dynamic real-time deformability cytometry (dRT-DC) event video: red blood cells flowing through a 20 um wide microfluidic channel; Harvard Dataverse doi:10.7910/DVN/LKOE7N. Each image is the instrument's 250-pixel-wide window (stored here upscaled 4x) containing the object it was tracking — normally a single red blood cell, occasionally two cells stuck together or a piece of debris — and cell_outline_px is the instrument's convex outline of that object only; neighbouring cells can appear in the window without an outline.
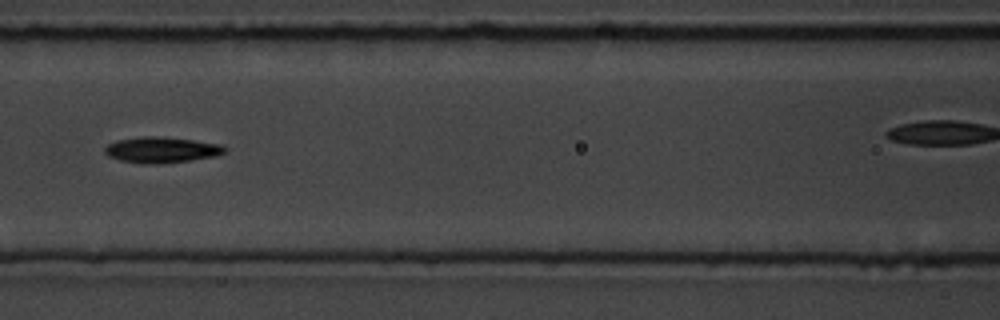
{"species": "common noctule bat (a hibernating species)", "species_latin": "Nyctalus noctula", "temperature_condition": "room temperature", "stored_images_in_passage": 18, "camera_frame_rate_fps": 3000, "um_per_image_px": 0.085, "animal": {"sex": "male", "body_mass_g": 19.5, "forearm_length_mm": 54.6}, "frame": {"image": 1, "passage_image": 8, "time_ms": 8.333, "image_size_px": [1000, 320], "cell_outline_px": [[228, 148], [224, 152], [216, 156], [188, 160], [156, 164], [144, 164], [120, 160], [108, 156], [104, 152], [104, 148], [108, 144], [116, 140], [144, 136], [160, 136], [192, 140], [220, 144]], "centroid_in_image_um": [13.7, 12.73], "position_along_channel_um": 152.9, "area_um2": 17.98}}
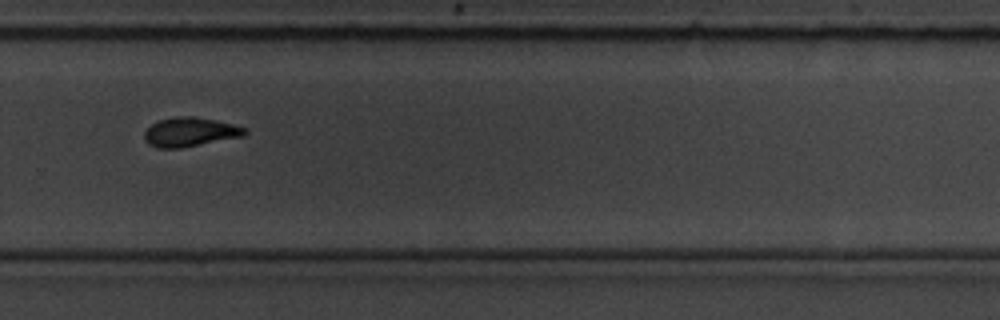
{"frame": {"image": 2, "passage_image": 13, "time_ms": 14.667, "image_size_px": [1000, 320], "cell_outline_px": [[248, 132], [244, 136], [180, 148], [156, 148], [148, 144], [144, 140], [144, 132], [152, 124], [160, 120], [176, 116], [192, 116], [216, 120], [248, 128]], "centroid_in_image_um": [16.16, 11.22], "position_along_channel_um": 313.6, "area_um2": 17.11}}
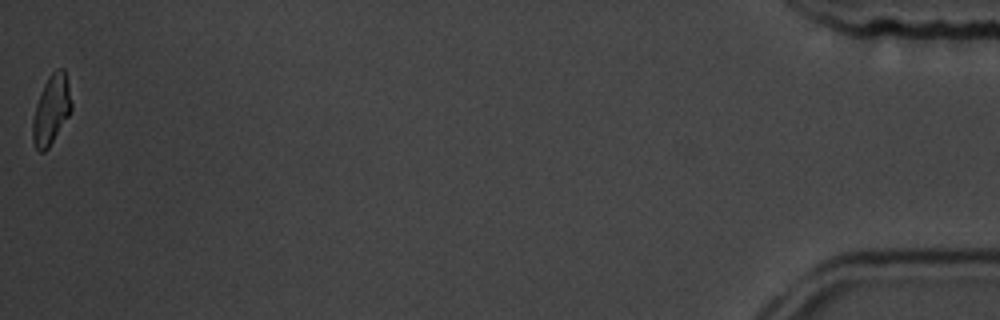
{"frame": {"image": 3, "passage_image": 18, "time_ms": 20.667, "image_size_px": [1000, 320], "cell_outline_px": [[72, 108], [68, 116], [48, 148], [44, 152], [40, 152], [36, 148], [32, 140], [32, 120], [36, 104], [40, 92], [48, 76], [56, 68], [64, 68], [68, 84], [72, 104]], "centroid_in_image_um": [4.34, 9.31], "position_along_channel_um": 430.9, "area_um2": 15.61}, "authors_computed_cell_mechanics": {"area_um2": 16.5886, "velocity_mm_per_s": 3.594, "shape_relaxation_time_tau1_ms": 2.7337, "shape_relaxation_time_tau2_ms": 2.4017, "deformation_change_tau1": 0.1603, "deformation_change_tau2": 0.0992}}